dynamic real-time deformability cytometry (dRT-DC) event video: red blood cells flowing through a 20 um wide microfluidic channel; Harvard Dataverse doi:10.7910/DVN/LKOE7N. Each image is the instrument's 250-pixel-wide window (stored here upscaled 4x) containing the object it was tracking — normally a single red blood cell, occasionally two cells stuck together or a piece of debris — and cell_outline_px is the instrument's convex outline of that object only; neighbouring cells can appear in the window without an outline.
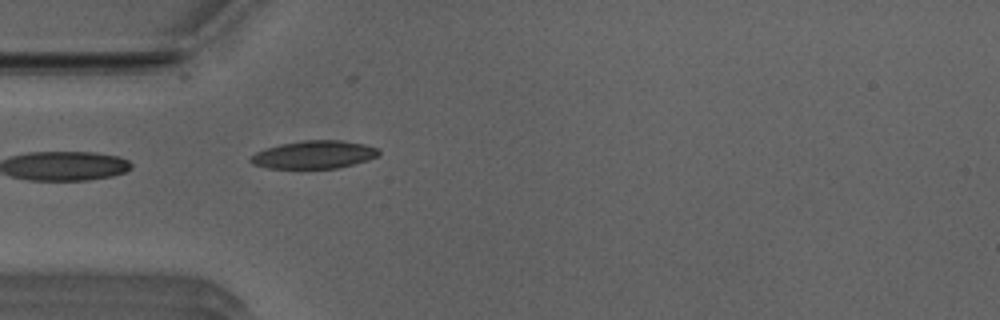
{"species": "Egyptian fruit bat (a non-hibernating species)", "species_latin": "Rousettus aegyptiacus", "temperature_condition": "room temperature", "stored_images_in_passage": 16, "camera_frame_rate_fps": 3000, "um_per_image_px": 0.085, "animal": {"sex": "male"}, "frame": {"image": 1, "passage_image": 1, "time_ms": 0.0, "image_size_px": [1000, 320], "cell_outline_px": [[380, 156], [368, 160], [336, 168], [268, 168], [252, 164], [248, 160], [256, 152], [280, 144], [304, 140], [340, 140], [364, 144], [376, 148], [380, 152]], "centroid_in_image_um": [26.7, 13.14], "position_along_channel_um": 58.3, "area_um2": 20.69}}
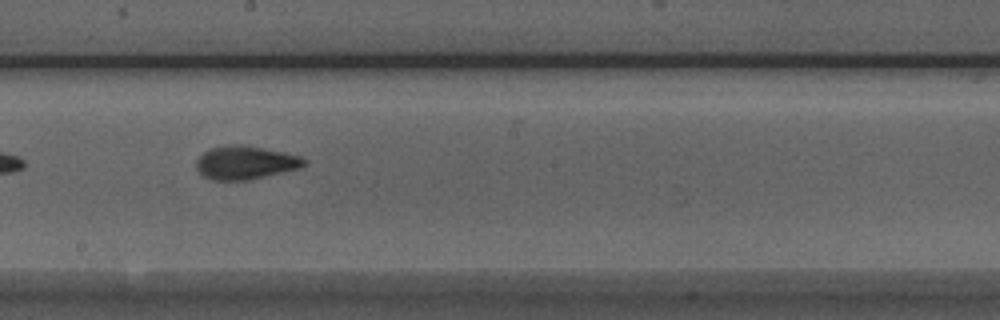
{"frame": {"image": 2, "passage_image": 14, "time_ms": 4.333, "image_size_px": [1000, 320], "cell_outline_px": [[308, 160], [300, 168], [248, 180], [212, 180], [200, 176], [196, 168], [196, 160], [204, 152], [212, 148], [232, 144], [244, 144], [284, 152], [300, 156]], "centroid_in_image_um": [20.83, 13.82], "position_along_channel_um": 227.4, "area_um2": 21.1}}